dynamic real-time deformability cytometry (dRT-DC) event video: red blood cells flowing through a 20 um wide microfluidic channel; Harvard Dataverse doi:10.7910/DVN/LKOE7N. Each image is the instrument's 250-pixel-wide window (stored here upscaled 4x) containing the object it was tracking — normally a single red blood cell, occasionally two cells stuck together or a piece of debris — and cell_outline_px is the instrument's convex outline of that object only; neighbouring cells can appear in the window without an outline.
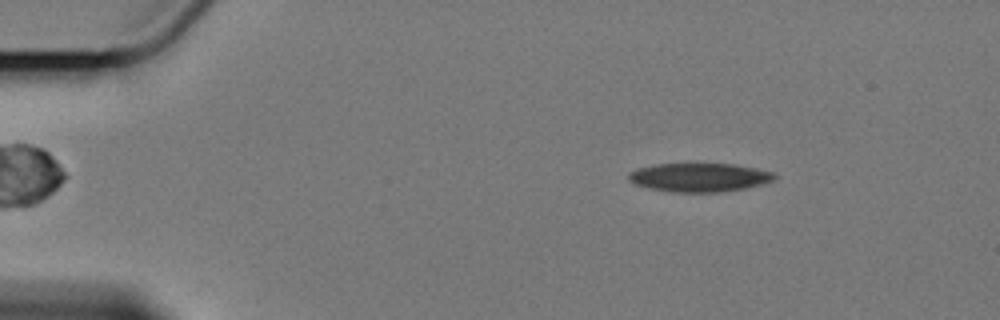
{"species": "Egyptian fruit bat (a non-hibernating species)", "species_latin": "Rousettus aegyptiacus", "temperature_condition": "cold", "stored_images_in_passage": 56, "camera_frame_rate_fps": 3000, "um_per_image_px": 0.085, "animal": {"sex": "female"}, "frame": {"image": 1, "passage_image": 6, "time_ms": 1.667, "image_size_px": [1000, 320], "cell_outline_px": [[776, 180], [744, 188], [724, 192], [668, 192], [636, 184], [628, 180], [628, 172], [640, 168], [656, 164], [732, 164], [756, 168], [772, 172], [776, 176]], "centroid_in_image_um": [59.45, 15.08], "position_along_channel_um": 25.5, "area_um2": 24.22}}
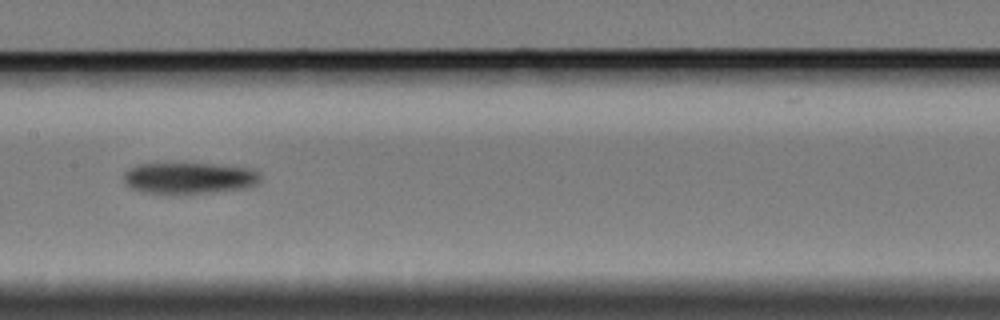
{"frame": {"image": 2, "passage_image": 27, "time_ms": 8.667, "image_size_px": [1000, 320], "cell_outline_px": [[260, 180], [256, 184], [244, 188], [212, 192], [144, 192], [132, 188], [124, 184], [124, 172], [128, 168], [136, 164], [164, 160], [216, 164], [252, 168], [260, 172]], "centroid_in_image_um": [16.03, 15.05], "position_along_channel_um": 191.4, "area_um2": 25.72}}
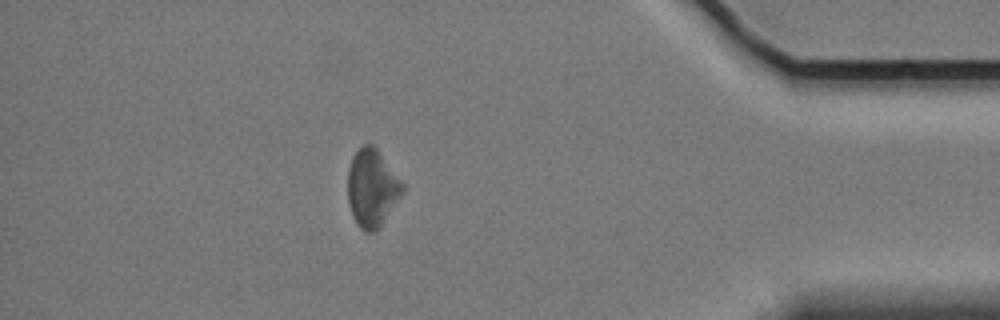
{"frame": {"image": 3, "passage_image": 49, "time_ms": 16.0, "image_size_px": [1000, 320], "cell_outline_px": [[404, 188], [380, 224], [372, 232], [364, 232], [360, 228], [348, 204], [348, 168], [352, 156], [364, 144], [372, 144], [376, 148], [404, 184]], "centroid_in_image_um": [31.58, 15.93], "position_along_channel_um": 403.6, "area_um2": 23.87}, "authors_computed_cell_mechanics": {"area_um2": 25.432, "velocity_mm_per_s": 3.397, "shape_relaxation_time_tau1_ms": 5.0279, "shape_relaxation_time_tau2_ms": null, "deformation_change_tau1": 0.1074, "deformation_change_tau2": null}}